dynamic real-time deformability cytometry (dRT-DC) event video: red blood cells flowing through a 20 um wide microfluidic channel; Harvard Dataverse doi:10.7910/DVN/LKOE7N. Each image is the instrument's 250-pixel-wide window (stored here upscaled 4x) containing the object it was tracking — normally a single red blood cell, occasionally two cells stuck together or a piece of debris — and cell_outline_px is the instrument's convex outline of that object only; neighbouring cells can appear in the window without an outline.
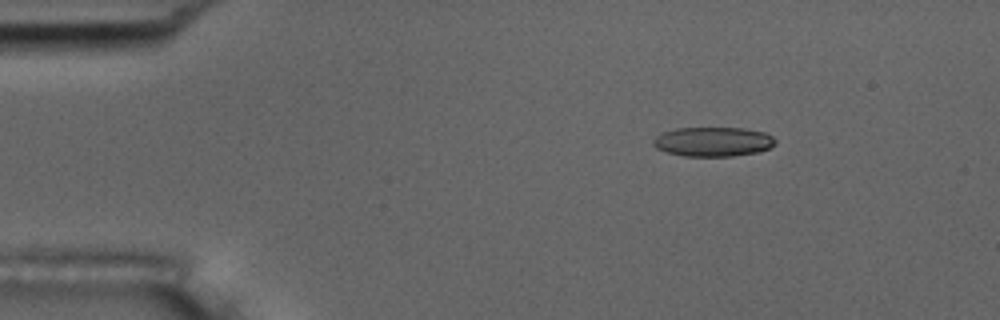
{"species": "common noctule bat (a hibernating species)", "species_latin": "Nyctalus noctula", "temperature_condition": "room temperature", "stored_images_in_passage": 49, "camera_frame_rate_fps": 3000, "um_per_image_px": 0.085, "animal": {"sex": "male", "body_mass_g": 17.5, "forearm_length_mm": 52.3}, "frame": {"image": 1, "passage_image": 1, "time_ms": 0.0, "image_size_px": [1000, 320], "cell_outline_px": [[776, 144], [768, 148], [756, 152], [732, 156], [684, 156], [668, 152], [656, 148], [652, 144], [652, 140], [656, 136], [664, 132], [676, 128], [744, 128], [764, 132], [772, 136], [776, 140]], "centroid_in_image_um": [60.6, 12.04], "position_along_channel_um": 24.4, "area_um2": 20.87}}
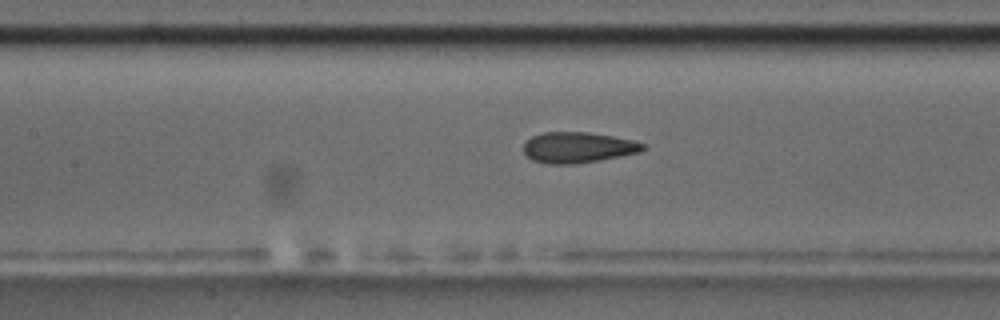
{"frame": {"image": 2, "passage_image": 18, "time_ms": 5.667, "image_size_px": [1000, 320], "cell_outline_px": [[648, 144], [640, 152], [620, 156], [572, 164], [548, 164], [532, 160], [524, 152], [524, 144], [532, 136], [544, 132], [588, 132], [612, 136], [632, 140]], "centroid_in_image_um": [49.13, 12.53], "position_along_channel_um": 158.3, "area_um2": 21.21}}
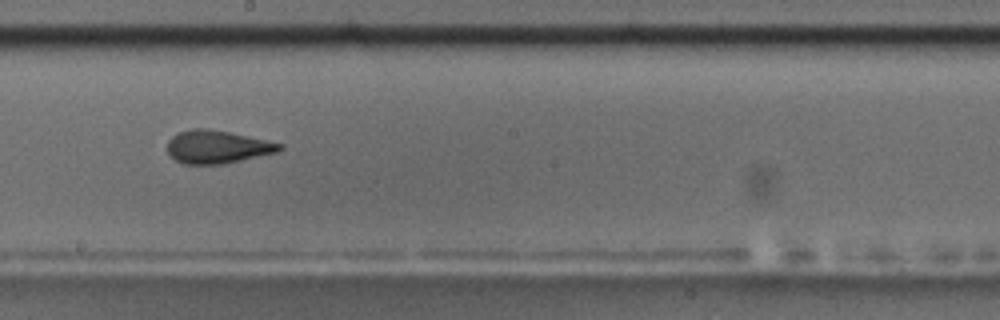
{"frame": {"image": 3, "passage_image": 24, "time_ms": 7.667, "image_size_px": [1000, 320], "cell_outline_px": [[284, 148], [276, 152], [224, 164], [184, 164], [176, 160], [168, 152], [168, 140], [172, 136], [180, 132], [192, 128], [208, 128], [268, 140], [284, 144]], "centroid_in_image_um": [18.48, 12.48], "position_along_channel_um": 229.7, "area_um2": 21.5}, "authors_computed_cell_mechanics": {"area_um2": 21.6172, "velocity_mm_per_s": 3.6022, "shape_relaxation_time_tau1_ms": 8.0101, "shape_relaxation_time_tau2_ms": 1.5573, "deformation_change_tau1": 0.1929, "deformation_change_tau2": 0.0913}}